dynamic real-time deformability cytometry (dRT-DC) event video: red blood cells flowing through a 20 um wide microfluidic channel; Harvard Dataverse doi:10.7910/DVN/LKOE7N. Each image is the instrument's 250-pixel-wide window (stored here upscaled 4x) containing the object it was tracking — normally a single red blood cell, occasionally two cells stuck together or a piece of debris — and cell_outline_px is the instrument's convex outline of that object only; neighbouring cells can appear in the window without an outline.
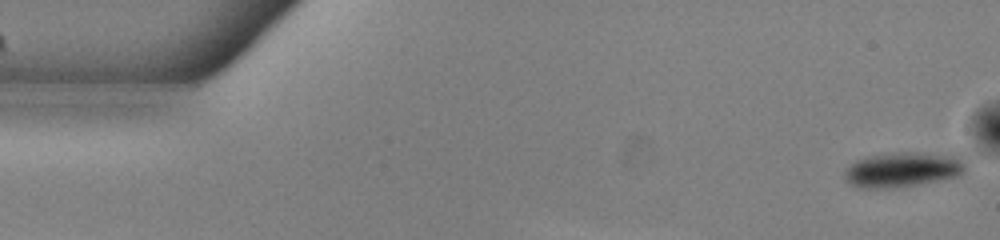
{"species": "common noctule bat (a hibernating species)", "species_latin": "Nyctalus noctula", "temperature_condition": "warm", "stored_images_in_passage": 53, "camera_frame_rate_fps": 3000, "um_per_image_px": 0.085, "animal": {"sex": "male", "body_mass_g": 13.0, "forearm_length_mm": 53.1}, "frame": {"image": 1, "passage_image": 1, "time_ms": 0.0, "image_size_px": [1000, 240], "cell_outline_px": [[968, 168], [964, 172], [956, 176], [920, 184], [892, 188], [860, 188], [844, 180], [844, 172], [856, 160], [868, 156], [900, 152], [956, 152], [964, 160]], "centroid_in_image_um": [76.83, 14.38], "position_along_channel_um": 8.2, "area_um2": 25.2}}
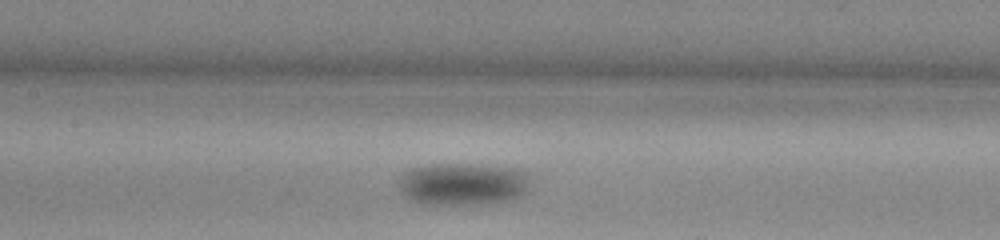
{"frame": {"image": 2, "passage_image": 24, "time_ms": 7.667, "image_size_px": [1000, 240], "cell_outline_px": [[528, 192], [512, 200], [492, 204], [420, 204], [408, 200], [400, 192], [400, 180], [404, 172], [412, 168], [432, 164], [472, 164], [512, 168], [528, 172]], "centroid_in_image_um": [39.35, 15.66], "position_along_channel_um": 168.0, "area_um2": 32.89}}
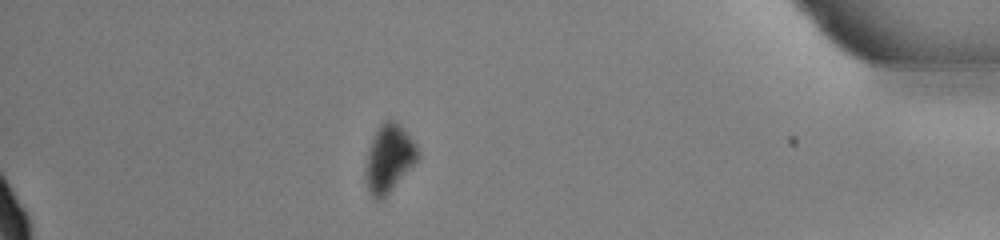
{"frame": {"image": 3, "passage_image": 46, "time_ms": 15.0, "image_size_px": [1000, 240], "cell_outline_px": [[416, 160], [388, 192], [380, 200], [376, 200], [368, 192], [364, 172], [368, 152], [372, 140], [380, 124], [384, 120], [396, 120], [400, 124], [416, 144]], "centroid_in_image_um": [33.01, 13.43], "position_along_channel_um": 402.2, "area_um2": 19.83}, "authors_computed_cell_mechanics": {"area_um2": 26.877, "velocity_mm_per_s": 3.8371, "shape_relaxation_time_tau1_ms": 1.8198, "shape_relaxation_time_tau2_ms": null, "deformation_change_tau1": 0.0651, "deformation_change_tau2": null}}